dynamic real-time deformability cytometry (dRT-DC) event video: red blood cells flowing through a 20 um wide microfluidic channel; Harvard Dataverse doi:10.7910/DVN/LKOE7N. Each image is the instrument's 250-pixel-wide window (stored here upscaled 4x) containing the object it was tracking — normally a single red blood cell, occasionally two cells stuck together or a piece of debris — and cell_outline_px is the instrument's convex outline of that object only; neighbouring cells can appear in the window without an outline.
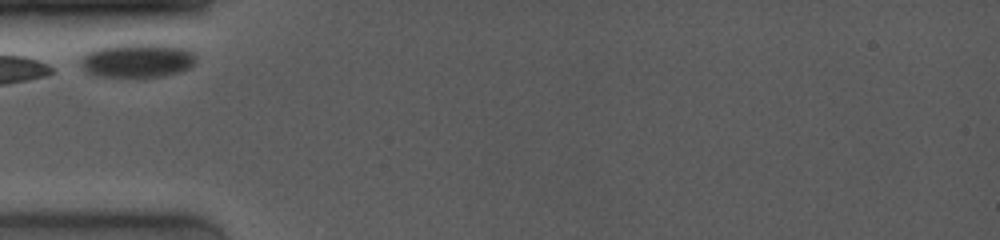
{"species": "common noctule bat (a hibernating species)", "species_latin": "Nyctalus noctula", "temperature_condition": "room temperature", "stored_images_in_passage": 18, "camera_frame_rate_fps": 4000, "um_per_image_px": 0.085, "animal": {"sex": "female", "body_mass_g": 19.0, "forearm_length_mm": 53.3}, "frame": {"image": 1, "passage_image": 1, "time_ms": 0.0, "image_size_px": [1000, 240], "cell_outline_px": [[196, 64], [180, 72], [164, 76], [96, 76], [88, 72], [84, 68], [80, 60], [84, 52], [92, 48], [112, 44], [176, 44], [188, 48], [196, 56]], "centroid_in_image_um": [11.71, 5.09], "position_along_channel_um": 73.3, "area_um2": 23.41}}
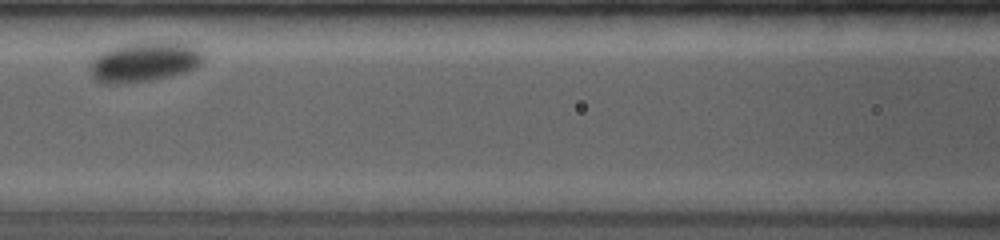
{"frame": {"image": 2, "passage_image": 6, "time_ms": 2.5, "image_size_px": [1000, 240], "cell_outline_px": [[204, 60], [196, 68], [184, 72], [152, 80], [112, 84], [100, 84], [92, 76], [88, 68], [92, 56], [108, 48], [124, 44], [148, 40], [180, 40], [200, 48], [204, 56]], "centroid_in_image_um": [12.27, 5.21], "position_along_channel_um": 154.3, "area_um2": 27.51}}